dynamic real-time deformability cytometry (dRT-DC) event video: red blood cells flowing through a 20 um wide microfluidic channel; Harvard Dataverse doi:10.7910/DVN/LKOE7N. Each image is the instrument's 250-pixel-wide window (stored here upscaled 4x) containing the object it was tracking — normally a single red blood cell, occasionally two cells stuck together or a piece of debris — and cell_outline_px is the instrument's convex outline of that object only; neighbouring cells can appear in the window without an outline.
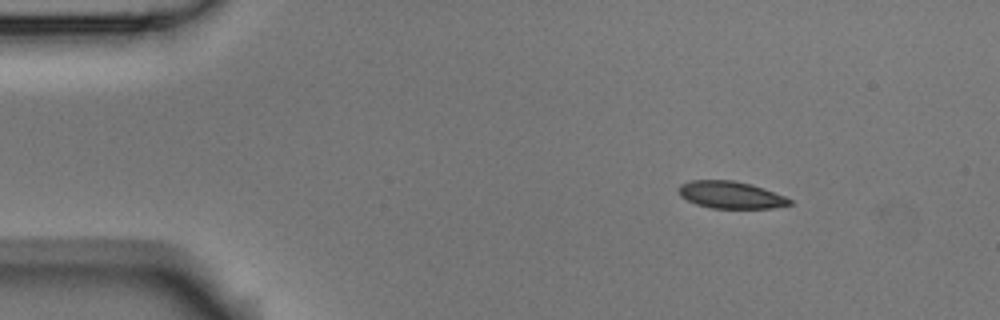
{"species": "Egyptian fruit bat (a non-hibernating species)", "species_latin": "Rousettus aegyptiacus", "temperature_condition": "room temperature", "stored_images_in_passage": 6, "camera_frame_rate_fps": 3000, "um_per_image_px": 0.085, "animal": {"sex": "male"}, "frame": {"image": 1, "passage_image": 1, "time_ms": 0.0, "image_size_px": [1000, 320], "cell_outline_px": [[792, 204], [772, 208], [712, 208], [696, 204], [680, 196], [680, 184], [692, 180], [732, 180], [752, 184], [764, 188], [784, 196], [792, 200]], "centroid_in_image_um": [62.13, 16.56], "position_along_channel_um": 22.9, "area_um2": 17.46}}
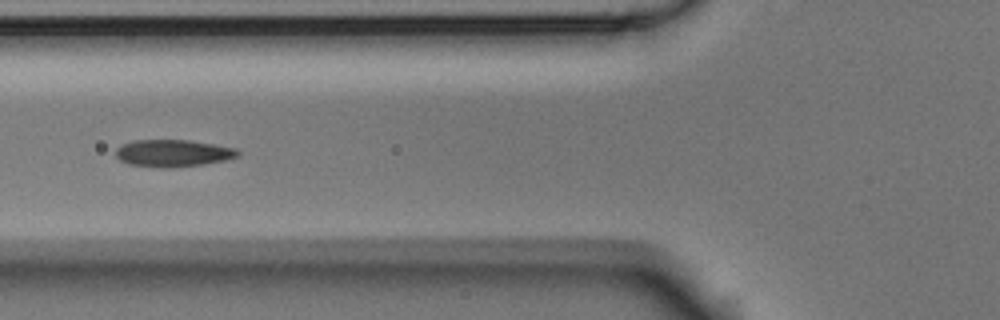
{"frame": {"image": 2, "passage_image": 4, "time_ms": 1.0, "image_size_px": [1000, 320], "cell_outline_px": [[240, 156], [224, 160], [200, 164], [172, 168], [160, 168], [128, 164], [120, 160], [116, 156], [116, 148], [120, 144], [132, 140], [188, 140], [236, 148], [240, 152]], "centroid_in_image_um": [14.66, 13.02], "position_along_channel_um": 111.1, "area_um2": 19.36}}
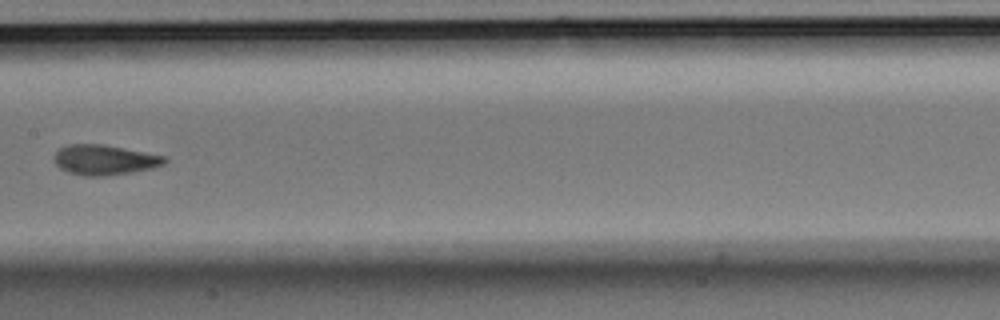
{"frame": {"image": 3, "passage_image": 6, "time_ms": 1.667, "image_size_px": [1000, 320], "cell_outline_px": [[168, 160], [164, 164], [152, 168], [132, 172], [108, 176], [84, 176], [68, 172], [60, 168], [56, 164], [56, 152], [60, 148], [68, 144], [100, 144], [164, 156]], "centroid_in_image_um": [8.88, 13.6], "position_along_channel_um": 198.5, "area_um2": 19.07}}